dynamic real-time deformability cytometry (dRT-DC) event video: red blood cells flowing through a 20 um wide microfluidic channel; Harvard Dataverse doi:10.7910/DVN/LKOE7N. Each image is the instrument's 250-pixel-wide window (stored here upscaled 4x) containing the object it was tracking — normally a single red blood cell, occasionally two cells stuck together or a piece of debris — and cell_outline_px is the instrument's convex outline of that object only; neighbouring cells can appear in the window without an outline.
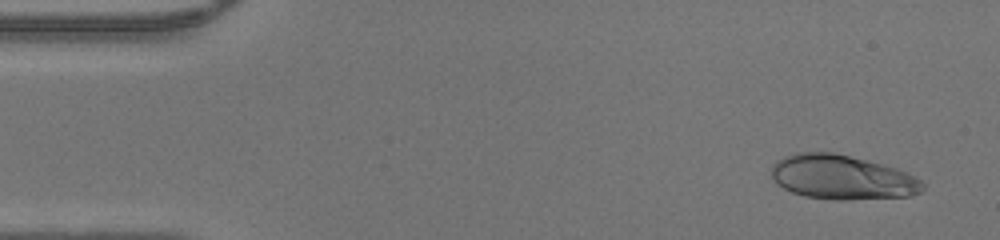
{"species": "human", "species_latin": "Homo sapiens", "temperature_condition": "warm", "stored_images_in_passage": 46, "camera_frame_rate_fps": 3000, "um_per_image_px": 0.085, "donor": {"sex": "male"}, "frame": {"image": 1, "passage_image": 3, "time_ms": 0.667, "image_size_px": [1000, 240], "cell_outline_px": [[924, 188], [920, 192], [912, 196], [848, 200], [836, 200], [804, 196], [792, 192], [776, 184], [772, 176], [772, 164], [776, 160], [784, 156], [796, 152], [832, 152], [896, 168], [920, 180], [924, 184]], "centroid_in_image_um": [71.53, 15.08], "position_along_channel_um": 13.5, "area_um2": 39.02}}
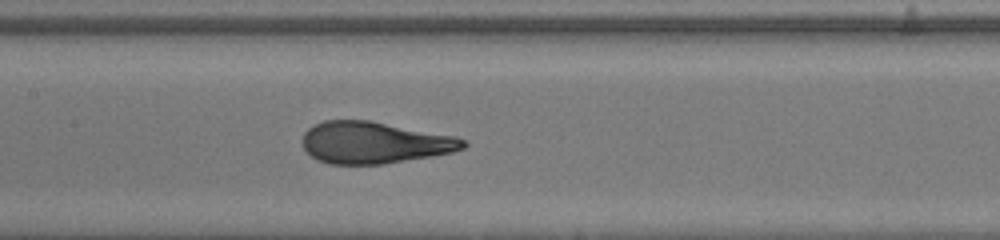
{"frame": {"image": 2, "passage_image": 22, "time_ms": 7.0, "image_size_px": [1000, 240], "cell_outline_px": [[468, 144], [464, 148], [452, 152], [432, 156], [384, 164], [332, 164], [316, 160], [304, 148], [300, 140], [304, 132], [308, 128], [324, 120], [368, 120], [456, 136], [464, 140]], "centroid_in_image_um": [31.79, 12.12], "position_along_channel_um": 175.6, "area_um2": 39.19}}
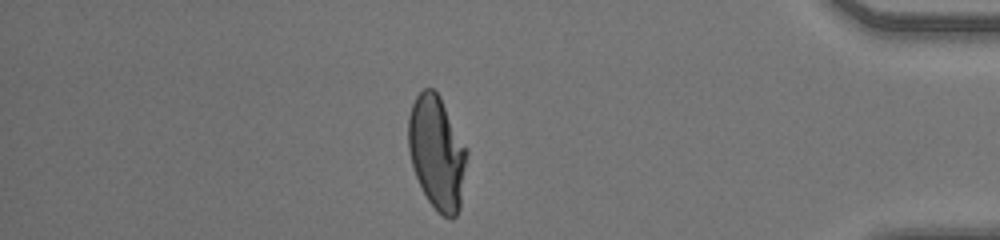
{"frame": {"image": 3, "passage_image": 40, "time_ms": 13.0, "image_size_px": [1000, 240], "cell_outline_px": [[468, 152], [460, 208], [456, 216], [452, 220], [444, 216], [428, 200], [416, 176], [412, 164], [408, 148], [408, 116], [412, 104], [416, 96], [424, 88], [432, 88], [440, 96], [468, 148]], "centroid_in_image_um": [37.16, 12.95], "position_along_channel_um": 398.0, "area_um2": 38.73}}